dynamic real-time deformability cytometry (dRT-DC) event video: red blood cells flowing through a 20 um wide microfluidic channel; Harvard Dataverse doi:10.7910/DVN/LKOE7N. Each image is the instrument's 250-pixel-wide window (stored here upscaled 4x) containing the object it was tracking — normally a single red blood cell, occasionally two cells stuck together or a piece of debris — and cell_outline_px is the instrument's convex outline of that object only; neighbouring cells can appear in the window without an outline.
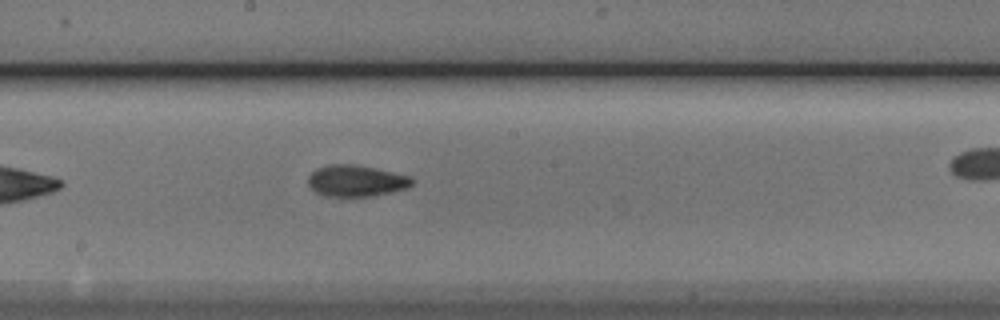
{"species": "Egyptian fruit bat (a non-hibernating species)", "species_latin": "Rousettus aegyptiacus", "temperature_condition": "cold", "stored_images_in_passage": 22, "camera_frame_rate_fps": 3000, "um_per_image_px": 0.085, "animal": {"sex": "male"}, "frame": {"image": 1, "passage_image": 12, "time_ms": 3.667, "image_size_px": [1000, 320], "cell_outline_px": [[416, 180], [408, 188], [372, 196], [324, 196], [316, 192], [308, 184], [308, 176], [316, 168], [328, 164], [356, 164], [412, 176]], "centroid_in_image_um": [30.29, 15.36], "position_along_channel_um": 217.9, "area_um2": 19.19}}
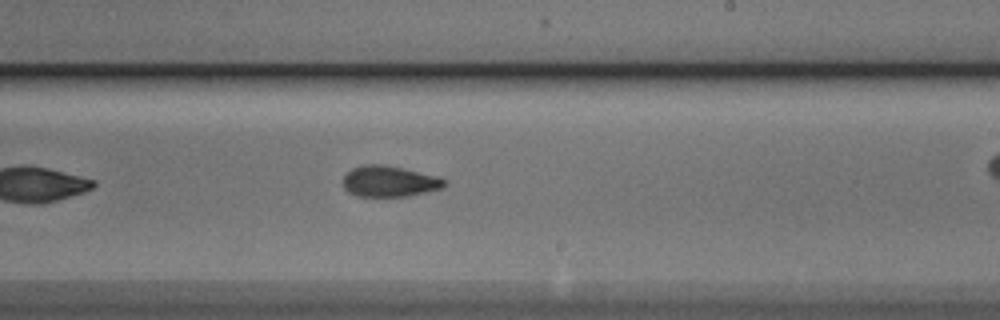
{"frame": {"image": 2, "passage_image": 15, "time_ms": 4.667, "image_size_px": [1000, 320], "cell_outline_px": [[444, 188], [404, 196], [356, 196], [348, 192], [344, 188], [344, 176], [352, 168], [364, 164], [384, 164], [436, 176], [444, 180]], "centroid_in_image_um": [33.05, 15.41], "position_along_channel_um": 256.0, "area_um2": 17.98}}